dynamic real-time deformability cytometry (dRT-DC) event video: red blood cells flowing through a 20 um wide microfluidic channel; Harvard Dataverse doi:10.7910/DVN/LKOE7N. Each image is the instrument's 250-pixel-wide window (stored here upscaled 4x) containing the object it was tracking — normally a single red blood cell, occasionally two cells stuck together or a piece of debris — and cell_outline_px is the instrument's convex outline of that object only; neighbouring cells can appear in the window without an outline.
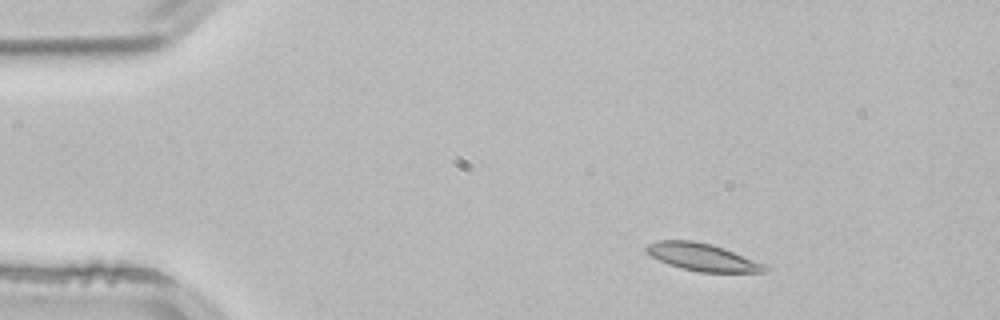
{"species": "common noctule bat (a hibernating species)", "species_latin": "Nyctalus noctula", "temperature_condition": "room temperature", "stored_images_in_passage": 2, "camera_frame_rate_fps": 3000, "um_per_image_px": 0.085, "animal": {"sex": "male", "body_mass_g": 21.5, "forearm_length_mm": 52.0}, "frame": {"image": 1, "passage_image": 1, "time_ms": 0.0, "image_size_px": [1000, 320], "cell_outline_px": [[772, 268], [768, 272], [700, 272], [680, 268], [668, 264], [644, 252], [644, 248], [648, 244], [660, 240], [692, 240], [712, 244], [724, 248], [764, 264]], "centroid_in_image_um": [59.71, 21.86], "position_along_channel_um": 25.3, "area_um2": 19.02}}